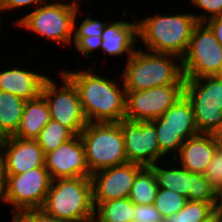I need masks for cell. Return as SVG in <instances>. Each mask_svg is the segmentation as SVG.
Listing matches in <instances>:
<instances>
[{
  "mask_svg": "<svg viewBox=\"0 0 222 222\" xmlns=\"http://www.w3.org/2000/svg\"><path fill=\"white\" fill-rule=\"evenodd\" d=\"M192 6L199 9L200 14L193 13L197 22H207L209 19L222 15V0H191ZM203 12V13H202Z\"/></svg>",
  "mask_w": 222,
  "mask_h": 222,
  "instance_id": "obj_30",
  "label": "cell"
},
{
  "mask_svg": "<svg viewBox=\"0 0 222 222\" xmlns=\"http://www.w3.org/2000/svg\"><path fill=\"white\" fill-rule=\"evenodd\" d=\"M213 140L217 142L222 148V120L218 124V126L210 133Z\"/></svg>",
  "mask_w": 222,
  "mask_h": 222,
  "instance_id": "obj_38",
  "label": "cell"
},
{
  "mask_svg": "<svg viewBox=\"0 0 222 222\" xmlns=\"http://www.w3.org/2000/svg\"><path fill=\"white\" fill-rule=\"evenodd\" d=\"M78 8L72 0H51L18 17L15 24L17 28L29 30L33 35L39 34L43 39L70 47Z\"/></svg>",
  "mask_w": 222,
  "mask_h": 222,
  "instance_id": "obj_5",
  "label": "cell"
},
{
  "mask_svg": "<svg viewBox=\"0 0 222 222\" xmlns=\"http://www.w3.org/2000/svg\"><path fill=\"white\" fill-rule=\"evenodd\" d=\"M203 175L222 196V148L214 154Z\"/></svg>",
  "mask_w": 222,
  "mask_h": 222,
  "instance_id": "obj_31",
  "label": "cell"
},
{
  "mask_svg": "<svg viewBox=\"0 0 222 222\" xmlns=\"http://www.w3.org/2000/svg\"><path fill=\"white\" fill-rule=\"evenodd\" d=\"M217 210L210 204L198 201H187L178 212L166 218L165 222H205L208 221Z\"/></svg>",
  "mask_w": 222,
  "mask_h": 222,
  "instance_id": "obj_26",
  "label": "cell"
},
{
  "mask_svg": "<svg viewBox=\"0 0 222 222\" xmlns=\"http://www.w3.org/2000/svg\"><path fill=\"white\" fill-rule=\"evenodd\" d=\"M61 81L48 77L42 87L41 95L48 103L51 119L58 121L74 135H80L88 124L84 115L78 91L75 85L60 71Z\"/></svg>",
  "mask_w": 222,
  "mask_h": 222,
  "instance_id": "obj_11",
  "label": "cell"
},
{
  "mask_svg": "<svg viewBox=\"0 0 222 222\" xmlns=\"http://www.w3.org/2000/svg\"><path fill=\"white\" fill-rule=\"evenodd\" d=\"M6 176V183L1 191L2 203L12 206V216L28 209L42 208L52 182L45 166L23 174Z\"/></svg>",
  "mask_w": 222,
  "mask_h": 222,
  "instance_id": "obj_9",
  "label": "cell"
},
{
  "mask_svg": "<svg viewBox=\"0 0 222 222\" xmlns=\"http://www.w3.org/2000/svg\"><path fill=\"white\" fill-rule=\"evenodd\" d=\"M12 222H23L18 216H11Z\"/></svg>",
  "mask_w": 222,
  "mask_h": 222,
  "instance_id": "obj_40",
  "label": "cell"
},
{
  "mask_svg": "<svg viewBox=\"0 0 222 222\" xmlns=\"http://www.w3.org/2000/svg\"><path fill=\"white\" fill-rule=\"evenodd\" d=\"M78 7H81L82 5H81V3H80V1H82V0H72Z\"/></svg>",
  "mask_w": 222,
  "mask_h": 222,
  "instance_id": "obj_44",
  "label": "cell"
},
{
  "mask_svg": "<svg viewBox=\"0 0 222 222\" xmlns=\"http://www.w3.org/2000/svg\"><path fill=\"white\" fill-rule=\"evenodd\" d=\"M189 201L210 203L217 211L222 210V196L203 174L192 173Z\"/></svg>",
  "mask_w": 222,
  "mask_h": 222,
  "instance_id": "obj_27",
  "label": "cell"
},
{
  "mask_svg": "<svg viewBox=\"0 0 222 222\" xmlns=\"http://www.w3.org/2000/svg\"><path fill=\"white\" fill-rule=\"evenodd\" d=\"M184 94V85H164L126 93L124 119L152 121L163 115Z\"/></svg>",
  "mask_w": 222,
  "mask_h": 222,
  "instance_id": "obj_12",
  "label": "cell"
},
{
  "mask_svg": "<svg viewBox=\"0 0 222 222\" xmlns=\"http://www.w3.org/2000/svg\"><path fill=\"white\" fill-rule=\"evenodd\" d=\"M12 66L0 71V90L14 94L26 101L39 97L43 84L49 75L28 67L26 69L24 66L23 68Z\"/></svg>",
  "mask_w": 222,
  "mask_h": 222,
  "instance_id": "obj_18",
  "label": "cell"
},
{
  "mask_svg": "<svg viewBox=\"0 0 222 222\" xmlns=\"http://www.w3.org/2000/svg\"><path fill=\"white\" fill-rule=\"evenodd\" d=\"M187 201V198L175 191L158 188L154 205L164 219L174 213H178Z\"/></svg>",
  "mask_w": 222,
  "mask_h": 222,
  "instance_id": "obj_28",
  "label": "cell"
},
{
  "mask_svg": "<svg viewBox=\"0 0 222 222\" xmlns=\"http://www.w3.org/2000/svg\"><path fill=\"white\" fill-rule=\"evenodd\" d=\"M42 209L62 221L93 222L94 204L91 178L52 180Z\"/></svg>",
  "mask_w": 222,
  "mask_h": 222,
  "instance_id": "obj_4",
  "label": "cell"
},
{
  "mask_svg": "<svg viewBox=\"0 0 222 222\" xmlns=\"http://www.w3.org/2000/svg\"><path fill=\"white\" fill-rule=\"evenodd\" d=\"M45 167L54 179L90 177L85 147L80 135H75L54 151L45 154Z\"/></svg>",
  "mask_w": 222,
  "mask_h": 222,
  "instance_id": "obj_15",
  "label": "cell"
},
{
  "mask_svg": "<svg viewBox=\"0 0 222 222\" xmlns=\"http://www.w3.org/2000/svg\"><path fill=\"white\" fill-rule=\"evenodd\" d=\"M75 135L58 121L51 119L35 139L44 154L54 151Z\"/></svg>",
  "mask_w": 222,
  "mask_h": 222,
  "instance_id": "obj_25",
  "label": "cell"
},
{
  "mask_svg": "<svg viewBox=\"0 0 222 222\" xmlns=\"http://www.w3.org/2000/svg\"><path fill=\"white\" fill-rule=\"evenodd\" d=\"M94 204L93 222H131L135 204L129 198H120Z\"/></svg>",
  "mask_w": 222,
  "mask_h": 222,
  "instance_id": "obj_23",
  "label": "cell"
},
{
  "mask_svg": "<svg viewBox=\"0 0 222 222\" xmlns=\"http://www.w3.org/2000/svg\"><path fill=\"white\" fill-rule=\"evenodd\" d=\"M107 22L103 28L102 43L100 51L103 56L116 58L117 56L127 57L128 60L135 52L138 43V20L134 15L132 22L127 20ZM137 42V43H136ZM136 45V46H134Z\"/></svg>",
  "mask_w": 222,
  "mask_h": 222,
  "instance_id": "obj_17",
  "label": "cell"
},
{
  "mask_svg": "<svg viewBox=\"0 0 222 222\" xmlns=\"http://www.w3.org/2000/svg\"><path fill=\"white\" fill-rule=\"evenodd\" d=\"M124 137L127 161L142 167H152L163 158L161 155L155 126L150 121L118 122Z\"/></svg>",
  "mask_w": 222,
  "mask_h": 222,
  "instance_id": "obj_13",
  "label": "cell"
},
{
  "mask_svg": "<svg viewBox=\"0 0 222 222\" xmlns=\"http://www.w3.org/2000/svg\"><path fill=\"white\" fill-rule=\"evenodd\" d=\"M121 77L126 92H136L164 85H184L182 61L171 54L136 49L126 61Z\"/></svg>",
  "mask_w": 222,
  "mask_h": 222,
  "instance_id": "obj_3",
  "label": "cell"
},
{
  "mask_svg": "<svg viewBox=\"0 0 222 222\" xmlns=\"http://www.w3.org/2000/svg\"><path fill=\"white\" fill-rule=\"evenodd\" d=\"M137 18L138 42L145 50L171 54L182 59L188 49L192 31L198 23L190 12L161 14Z\"/></svg>",
  "mask_w": 222,
  "mask_h": 222,
  "instance_id": "obj_2",
  "label": "cell"
},
{
  "mask_svg": "<svg viewBox=\"0 0 222 222\" xmlns=\"http://www.w3.org/2000/svg\"><path fill=\"white\" fill-rule=\"evenodd\" d=\"M80 137L91 174L127 163L124 137L118 122L88 123Z\"/></svg>",
  "mask_w": 222,
  "mask_h": 222,
  "instance_id": "obj_6",
  "label": "cell"
},
{
  "mask_svg": "<svg viewBox=\"0 0 222 222\" xmlns=\"http://www.w3.org/2000/svg\"><path fill=\"white\" fill-rule=\"evenodd\" d=\"M158 188L154 171L150 167H143L135 177L129 199L135 205H152Z\"/></svg>",
  "mask_w": 222,
  "mask_h": 222,
  "instance_id": "obj_24",
  "label": "cell"
},
{
  "mask_svg": "<svg viewBox=\"0 0 222 222\" xmlns=\"http://www.w3.org/2000/svg\"><path fill=\"white\" fill-rule=\"evenodd\" d=\"M2 203V195H1V190H0V204ZM1 206V205H0Z\"/></svg>",
  "mask_w": 222,
  "mask_h": 222,
  "instance_id": "obj_45",
  "label": "cell"
},
{
  "mask_svg": "<svg viewBox=\"0 0 222 222\" xmlns=\"http://www.w3.org/2000/svg\"><path fill=\"white\" fill-rule=\"evenodd\" d=\"M220 148L211 134L199 133L184 141L173 160L192 173L203 174Z\"/></svg>",
  "mask_w": 222,
  "mask_h": 222,
  "instance_id": "obj_19",
  "label": "cell"
},
{
  "mask_svg": "<svg viewBox=\"0 0 222 222\" xmlns=\"http://www.w3.org/2000/svg\"><path fill=\"white\" fill-rule=\"evenodd\" d=\"M5 136L0 131V144H2L5 141Z\"/></svg>",
  "mask_w": 222,
  "mask_h": 222,
  "instance_id": "obj_43",
  "label": "cell"
},
{
  "mask_svg": "<svg viewBox=\"0 0 222 222\" xmlns=\"http://www.w3.org/2000/svg\"><path fill=\"white\" fill-rule=\"evenodd\" d=\"M2 145L6 174H23L45 166V154L36 140L8 136Z\"/></svg>",
  "mask_w": 222,
  "mask_h": 222,
  "instance_id": "obj_16",
  "label": "cell"
},
{
  "mask_svg": "<svg viewBox=\"0 0 222 222\" xmlns=\"http://www.w3.org/2000/svg\"><path fill=\"white\" fill-rule=\"evenodd\" d=\"M23 222H66L46 213L42 208L28 209L17 215Z\"/></svg>",
  "mask_w": 222,
  "mask_h": 222,
  "instance_id": "obj_34",
  "label": "cell"
},
{
  "mask_svg": "<svg viewBox=\"0 0 222 222\" xmlns=\"http://www.w3.org/2000/svg\"><path fill=\"white\" fill-rule=\"evenodd\" d=\"M155 126L161 155L173 160L184 141L199 134L191 102L183 94L159 118L150 121Z\"/></svg>",
  "mask_w": 222,
  "mask_h": 222,
  "instance_id": "obj_8",
  "label": "cell"
},
{
  "mask_svg": "<svg viewBox=\"0 0 222 222\" xmlns=\"http://www.w3.org/2000/svg\"><path fill=\"white\" fill-rule=\"evenodd\" d=\"M6 172H5V156L3 152V145L0 144V190L2 191L6 183Z\"/></svg>",
  "mask_w": 222,
  "mask_h": 222,
  "instance_id": "obj_37",
  "label": "cell"
},
{
  "mask_svg": "<svg viewBox=\"0 0 222 222\" xmlns=\"http://www.w3.org/2000/svg\"><path fill=\"white\" fill-rule=\"evenodd\" d=\"M102 37L89 36V37H73L72 46L76 51L84 55L87 59L92 56L96 50H100ZM74 44V45H73Z\"/></svg>",
  "mask_w": 222,
  "mask_h": 222,
  "instance_id": "obj_32",
  "label": "cell"
},
{
  "mask_svg": "<svg viewBox=\"0 0 222 222\" xmlns=\"http://www.w3.org/2000/svg\"><path fill=\"white\" fill-rule=\"evenodd\" d=\"M216 222H222V210L216 212Z\"/></svg>",
  "mask_w": 222,
  "mask_h": 222,
  "instance_id": "obj_39",
  "label": "cell"
},
{
  "mask_svg": "<svg viewBox=\"0 0 222 222\" xmlns=\"http://www.w3.org/2000/svg\"><path fill=\"white\" fill-rule=\"evenodd\" d=\"M91 64L89 69L60 71L75 85L88 123L120 122L125 116L127 93L121 74L118 82L93 70L95 61Z\"/></svg>",
  "mask_w": 222,
  "mask_h": 222,
  "instance_id": "obj_1",
  "label": "cell"
},
{
  "mask_svg": "<svg viewBox=\"0 0 222 222\" xmlns=\"http://www.w3.org/2000/svg\"><path fill=\"white\" fill-rule=\"evenodd\" d=\"M49 1L51 0H0V10L3 13H7V11H16L19 9L23 10L29 6L34 9L48 3Z\"/></svg>",
  "mask_w": 222,
  "mask_h": 222,
  "instance_id": "obj_35",
  "label": "cell"
},
{
  "mask_svg": "<svg viewBox=\"0 0 222 222\" xmlns=\"http://www.w3.org/2000/svg\"><path fill=\"white\" fill-rule=\"evenodd\" d=\"M213 30L216 39L222 46V15L213 17L206 22Z\"/></svg>",
  "mask_w": 222,
  "mask_h": 222,
  "instance_id": "obj_36",
  "label": "cell"
},
{
  "mask_svg": "<svg viewBox=\"0 0 222 222\" xmlns=\"http://www.w3.org/2000/svg\"><path fill=\"white\" fill-rule=\"evenodd\" d=\"M184 95L191 102L199 133L210 134L222 120V76L185 79Z\"/></svg>",
  "mask_w": 222,
  "mask_h": 222,
  "instance_id": "obj_10",
  "label": "cell"
},
{
  "mask_svg": "<svg viewBox=\"0 0 222 222\" xmlns=\"http://www.w3.org/2000/svg\"><path fill=\"white\" fill-rule=\"evenodd\" d=\"M163 217L156 209L155 205H135L134 222H158Z\"/></svg>",
  "mask_w": 222,
  "mask_h": 222,
  "instance_id": "obj_33",
  "label": "cell"
},
{
  "mask_svg": "<svg viewBox=\"0 0 222 222\" xmlns=\"http://www.w3.org/2000/svg\"><path fill=\"white\" fill-rule=\"evenodd\" d=\"M80 7L78 8L76 15L74 17V28H73V37H89V36H98L102 37L103 28L107 24V22H101L99 19H93L91 17V13L88 12L85 19L80 21L79 26L77 24V17L80 13Z\"/></svg>",
  "mask_w": 222,
  "mask_h": 222,
  "instance_id": "obj_29",
  "label": "cell"
},
{
  "mask_svg": "<svg viewBox=\"0 0 222 222\" xmlns=\"http://www.w3.org/2000/svg\"><path fill=\"white\" fill-rule=\"evenodd\" d=\"M142 168L127 162L91 174L93 203L129 198L135 177Z\"/></svg>",
  "mask_w": 222,
  "mask_h": 222,
  "instance_id": "obj_14",
  "label": "cell"
},
{
  "mask_svg": "<svg viewBox=\"0 0 222 222\" xmlns=\"http://www.w3.org/2000/svg\"><path fill=\"white\" fill-rule=\"evenodd\" d=\"M50 120L49 106L42 95L36 99L28 100L24 106L19 128L13 136L35 140Z\"/></svg>",
  "mask_w": 222,
  "mask_h": 222,
  "instance_id": "obj_20",
  "label": "cell"
},
{
  "mask_svg": "<svg viewBox=\"0 0 222 222\" xmlns=\"http://www.w3.org/2000/svg\"><path fill=\"white\" fill-rule=\"evenodd\" d=\"M2 13H3V12L0 10V34H1V30H3V21H2V18H1V17H2V16H1Z\"/></svg>",
  "mask_w": 222,
  "mask_h": 222,
  "instance_id": "obj_41",
  "label": "cell"
},
{
  "mask_svg": "<svg viewBox=\"0 0 222 222\" xmlns=\"http://www.w3.org/2000/svg\"><path fill=\"white\" fill-rule=\"evenodd\" d=\"M168 161L169 164L165 163L167 167L162 161L150 167L154 171L158 187L175 191L189 200V190H191L192 185V172L184 169L174 160L171 161L173 162L172 165L170 164V159Z\"/></svg>",
  "mask_w": 222,
  "mask_h": 222,
  "instance_id": "obj_21",
  "label": "cell"
},
{
  "mask_svg": "<svg viewBox=\"0 0 222 222\" xmlns=\"http://www.w3.org/2000/svg\"><path fill=\"white\" fill-rule=\"evenodd\" d=\"M26 100L0 90V131L13 136L19 128Z\"/></svg>",
  "mask_w": 222,
  "mask_h": 222,
  "instance_id": "obj_22",
  "label": "cell"
},
{
  "mask_svg": "<svg viewBox=\"0 0 222 222\" xmlns=\"http://www.w3.org/2000/svg\"><path fill=\"white\" fill-rule=\"evenodd\" d=\"M181 61L185 79L222 75V46L206 22H198L194 26L188 49Z\"/></svg>",
  "mask_w": 222,
  "mask_h": 222,
  "instance_id": "obj_7",
  "label": "cell"
},
{
  "mask_svg": "<svg viewBox=\"0 0 222 222\" xmlns=\"http://www.w3.org/2000/svg\"><path fill=\"white\" fill-rule=\"evenodd\" d=\"M205 222H216V213L208 221Z\"/></svg>",
  "mask_w": 222,
  "mask_h": 222,
  "instance_id": "obj_42",
  "label": "cell"
}]
</instances>
